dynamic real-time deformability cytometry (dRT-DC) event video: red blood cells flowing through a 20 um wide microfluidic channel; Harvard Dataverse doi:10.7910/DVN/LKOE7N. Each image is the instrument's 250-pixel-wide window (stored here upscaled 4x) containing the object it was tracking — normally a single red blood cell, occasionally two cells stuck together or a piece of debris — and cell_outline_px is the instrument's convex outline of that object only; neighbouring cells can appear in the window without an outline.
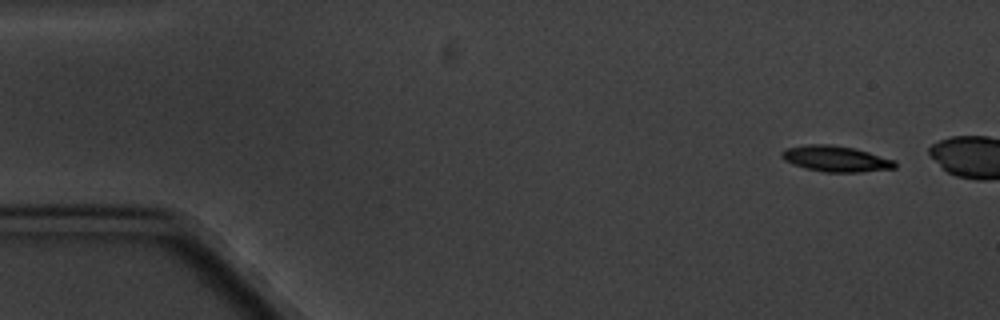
{"species": "common noctule bat (a hibernating species)", "species_latin": "Nyctalus noctula", "temperature_condition": "cold", "stored_images_in_passage": 4, "camera_frame_rate_fps": 3000, "um_per_image_px": 0.085, "animal": {"sex": "male", "body_mass_g": 20.1, "forearm_length_mm": 53.5}, "frame": {"image": 1, "passage_image": 1, "time_ms": 0.0, "image_size_px": [1000, 320], "cell_outline_px": [[896, 168], [860, 172], [824, 172], [808, 168], [784, 160], [780, 156], [780, 152], [788, 148], [808, 144], [832, 144], [856, 148], [896, 160]], "centroid_in_image_um": [71.09, 13.48], "position_along_channel_um": 13.9, "area_um2": 17.05}}